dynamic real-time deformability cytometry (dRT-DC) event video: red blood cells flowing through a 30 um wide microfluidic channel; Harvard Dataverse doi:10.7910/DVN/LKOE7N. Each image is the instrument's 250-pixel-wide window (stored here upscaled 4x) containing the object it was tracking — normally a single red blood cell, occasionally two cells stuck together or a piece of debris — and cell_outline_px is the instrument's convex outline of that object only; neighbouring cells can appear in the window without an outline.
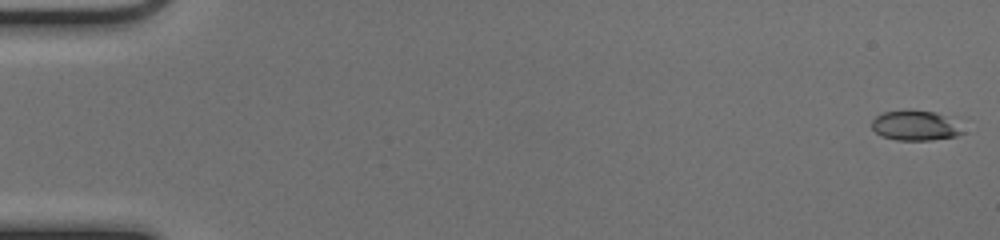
{"species": "common noctule bat (a hibernating species)", "species_latin": "Nyctalus noctula", "temperature_condition": "cold", "stored_images_in_passage": 52, "camera_frame_rate_fps": 3000, "um_per_image_px": 0.085, "animal": {"sex": "female", "body_mass_g": 17.0, "forearm_length_mm": 48.0}, "frame": {"image": 1, "passage_image": 1, "time_ms": 0.0, "image_size_px": [1000, 240], "cell_outline_px": [[964, 132], [956, 136], [932, 140], [896, 140], [880, 136], [872, 128], [872, 120], [876, 116], [884, 112], [908, 108], [936, 112], [944, 116]], "centroid_in_image_um": [77.7, 10.66], "position_along_channel_um": 7.3, "area_um2": 15.84}}
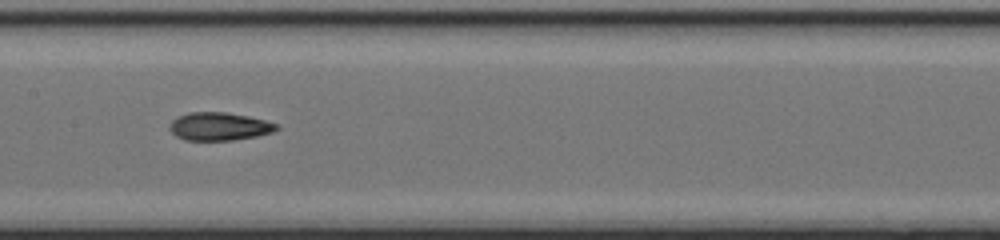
{"frame": {"image": 2, "passage_image": 27, "time_ms": 8.667, "image_size_px": [1000, 240], "cell_outline_px": [[280, 128], [272, 132], [256, 136], [232, 140], [184, 140], [176, 136], [168, 128], [168, 124], [172, 120], [188, 112], [224, 112], [248, 116], [280, 124]], "centroid_in_image_um": [18.63, 10.74], "position_along_channel_um": 188.8, "area_um2": 17.51}}
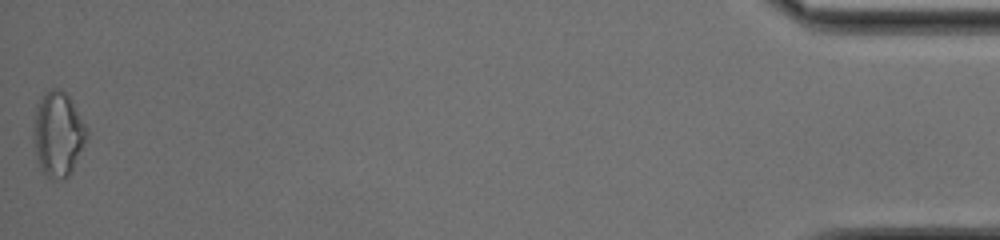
{"frame": {"image": 3, "passage_image": 52, "time_ms": 17.0, "image_size_px": [1000, 240], "cell_outline_px": [[88, 132], [72, 172], [64, 180], [60, 180], [48, 176], [44, 172], [36, 156], [32, 136], [32, 128], [36, 104], [44, 92], [52, 88], [60, 88], [68, 96], [88, 128]], "centroid_in_image_um": [4.9, 11.36], "position_along_channel_um": 430.3, "area_um2": 26.3}, "authors_computed_cell_mechanics": {"area_um2": 17.629, "velocity_mm_per_s": 4.0415, "shape_relaxation_time_tau1_ms": null, "shape_relaxation_time_tau2_ms": 1.8404, "deformation_change_tau1": null, "deformation_change_tau2": 0.0787}}